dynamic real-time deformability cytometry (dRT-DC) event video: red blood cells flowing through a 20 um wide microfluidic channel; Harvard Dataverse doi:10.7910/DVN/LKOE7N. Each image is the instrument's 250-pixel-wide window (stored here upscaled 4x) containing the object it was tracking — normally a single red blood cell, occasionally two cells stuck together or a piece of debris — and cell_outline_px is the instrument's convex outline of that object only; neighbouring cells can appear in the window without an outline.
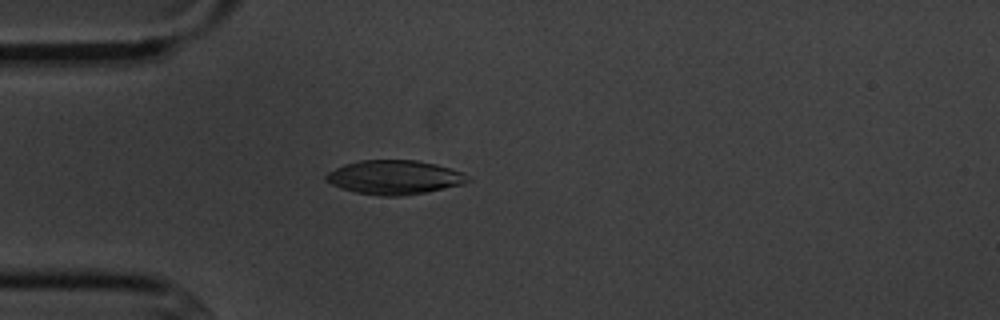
{"species": "common noctule bat (a hibernating species)", "species_latin": "Nyctalus noctula", "temperature_condition": "cold", "stored_images_in_passage": 4, "camera_frame_rate_fps": 3000, "um_per_image_px": 0.085, "animal": {"sex": "male", "body_mass_g": 20.1, "forearm_length_mm": 53.5}, "frame": {"image": 1, "passage_image": 4, "time_ms": 4.333, "image_size_px": [1000, 320], "cell_outline_px": [[472, 180], [464, 184], [424, 192], [400, 196], [380, 196], [356, 192], [340, 188], [324, 180], [324, 176], [328, 172], [344, 164], [360, 160], [416, 160], [436, 164], [464, 172]], "centroid_in_image_um": [33.53, 15.06], "position_along_channel_um": 51.5, "area_um2": 28.21}}